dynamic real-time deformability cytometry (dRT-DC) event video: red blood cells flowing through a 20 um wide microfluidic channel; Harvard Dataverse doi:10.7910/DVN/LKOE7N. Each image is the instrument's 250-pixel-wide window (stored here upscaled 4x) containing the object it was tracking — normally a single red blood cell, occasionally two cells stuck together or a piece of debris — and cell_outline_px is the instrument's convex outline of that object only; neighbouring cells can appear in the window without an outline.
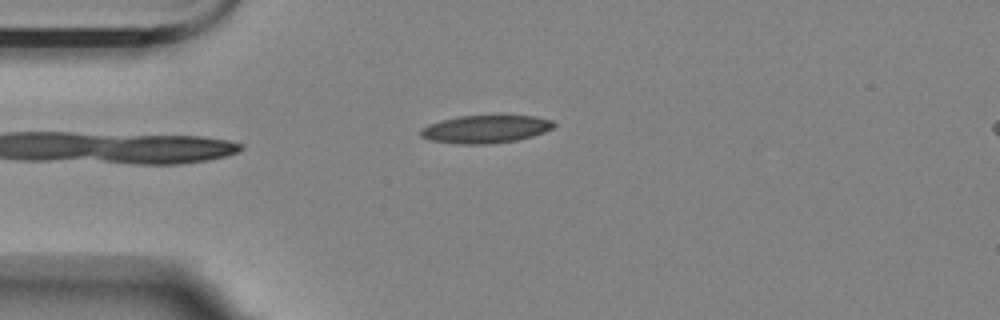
{"species": "Egyptian fruit bat (a non-hibernating species)", "species_latin": "Rousettus aegyptiacus", "temperature_condition": "room temperature", "stored_images_in_passage": 3, "camera_frame_rate_fps": 3000, "um_per_image_px": 0.085, "animal": {"sex": "female"}, "frame": {"image": 1, "passage_image": 1, "time_ms": 0.0, "image_size_px": [1000, 320], "cell_outline_px": [[556, 124], [552, 128], [544, 132], [532, 136], [516, 140], [492, 144], [456, 144], [432, 140], [420, 136], [420, 128], [428, 124], [440, 120], [460, 116], [536, 116], [552, 120]], "centroid_in_image_um": [41.25, 10.98], "position_along_channel_um": 43.7, "area_um2": 21.62}}
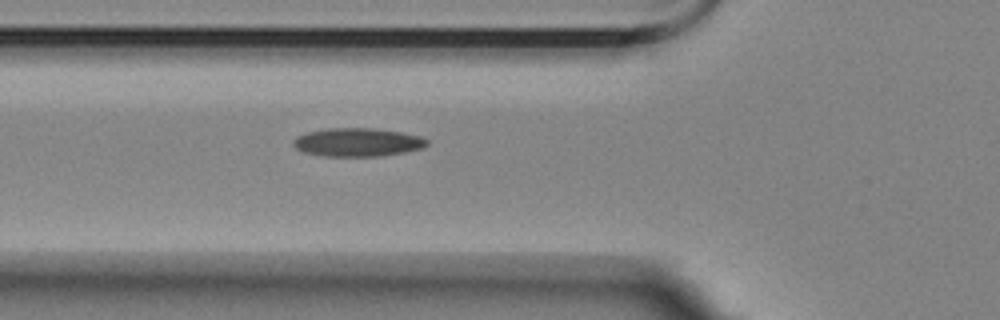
{"frame": {"image": 2, "passage_image": 3, "time_ms": 2.0, "image_size_px": [1000, 320], "cell_outline_px": [[428, 144], [420, 148], [404, 152], [380, 156], [324, 156], [304, 152], [296, 148], [292, 144], [292, 140], [296, 136], [308, 132], [328, 128], [372, 128], [400, 132], [420, 136], [428, 140]], "centroid_in_image_um": [30.36, 12.09], "position_along_channel_um": 95.4, "area_um2": 22.02}}